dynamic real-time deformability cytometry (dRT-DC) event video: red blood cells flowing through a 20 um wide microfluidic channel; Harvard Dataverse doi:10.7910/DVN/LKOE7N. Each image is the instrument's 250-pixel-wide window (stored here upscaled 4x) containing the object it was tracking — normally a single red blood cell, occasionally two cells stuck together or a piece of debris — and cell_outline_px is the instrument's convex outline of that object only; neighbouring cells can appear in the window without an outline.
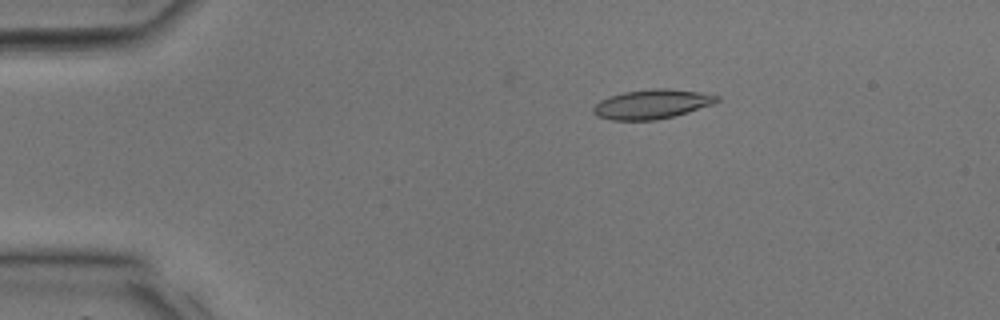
{"species": "common noctule bat (a hibernating species)", "species_latin": "Nyctalus noctula", "temperature_condition": "room temperature", "stored_images_in_passage": 35, "camera_frame_rate_fps": 3000, "um_per_image_px": 0.085, "animal": {"sex": "male", "body_mass_g": 17.9, "forearm_length_mm": 54.2}, "frame": {"image": 1, "passage_image": 6, "time_ms": 1.667, "image_size_px": [1000, 320], "cell_outline_px": [[720, 100], [712, 104], [676, 116], [656, 120], [612, 120], [596, 116], [592, 112], [592, 108], [600, 100], [608, 96], [624, 92], [652, 88], [668, 88], [700, 92], [720, 96]], "centroid_in_image_um": [55.4, 8.85], "position_along_channel_um": 29.6, "area_um2": 21.33}}
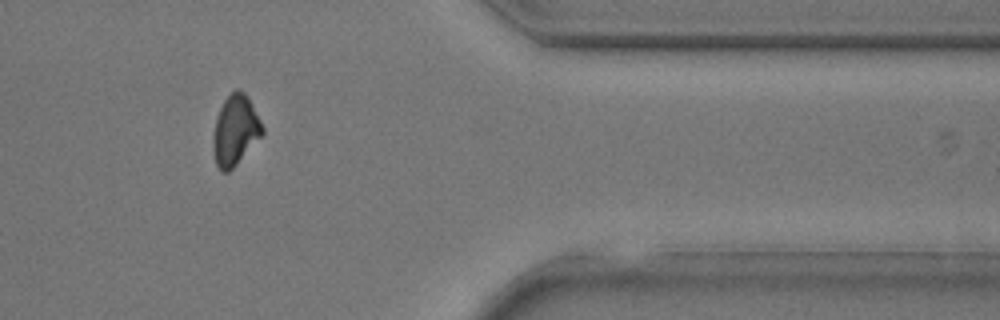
{"frame": {"image": 2, "passage_image": 29, "time_ms": 9.333, "image_size_px": [1000, 320], "cell_outline_px": [[264, 132], [236, 164], [228, 172], [220, 172], [216, 164], [212, 148], [212, 136], [216, 120], [220, 108], [224, 100], [236, 88], [244, 92], [248, 96], [264, 128]], "centroid_in_image_um": [19.98, 11.07], "position_along_channel_um": 391.4, "area_um2": 19.94}}
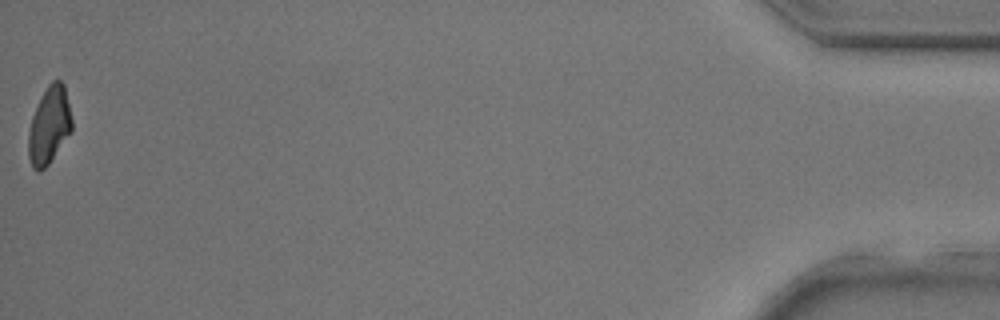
{"frame": {"image": 3, "passage_image": 35, "time_ms": 11.333, "image_size_px": [1000, 320], "cell_outline_px": [[72, 132], [48, 164], [40, 172], [36, 172], [32, 168], [28, 156], [28, 132], [32, 116], [48, 84], [52, 80], [60, 80], [64, 84], [72, 120]], "centroid_in_image_um": [4.18, 10.7], "position_along_channel_um": 431.0, "area_um2": 19.54}}